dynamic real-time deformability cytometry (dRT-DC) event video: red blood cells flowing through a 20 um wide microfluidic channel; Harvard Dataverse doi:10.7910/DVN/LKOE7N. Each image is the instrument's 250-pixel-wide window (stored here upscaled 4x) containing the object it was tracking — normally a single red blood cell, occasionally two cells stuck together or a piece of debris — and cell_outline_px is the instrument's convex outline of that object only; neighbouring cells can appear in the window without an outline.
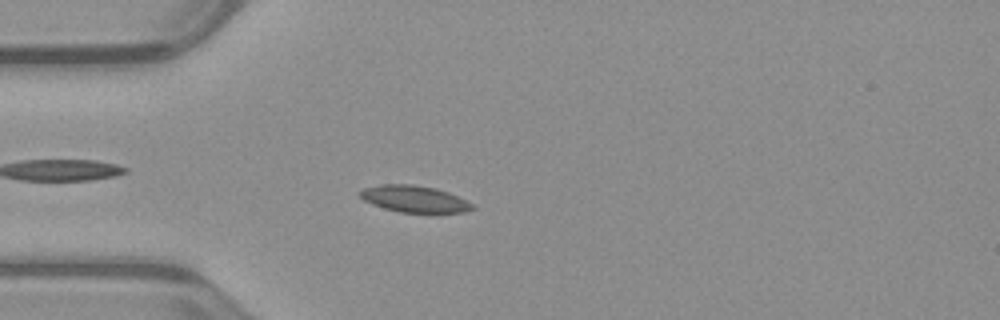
{"species": "common noctule bat (a hibernating species)", "species_latin": "Nyctalus noctula", "temperature_condition": "warm", "stored_images_in_passage": 52, "camera_frame_rate_fps": 3000, "um_per_image_px": 0.085, "animal": {"sex": "male", "body_mass_g": 23.1, "forearm_length_mm": 52.7}, "frame": {"image": 1, "passage_image": 14, "time_ms": 4.333, "image_size_px": [1000, 320], "cell_outline_px": [[476, 208], [464, 212], [432, 216], [400, 212], [384, 208], [372, 204], [364, 200], [356, 192], [364, 188], [380, 184], [412, 184], [436, 188], [448, 192], [472, 204]], "centroid_in_image_um": [35.25, 16.96], "position_along_channel_um": 49.8, "area_um2": 18.26}}
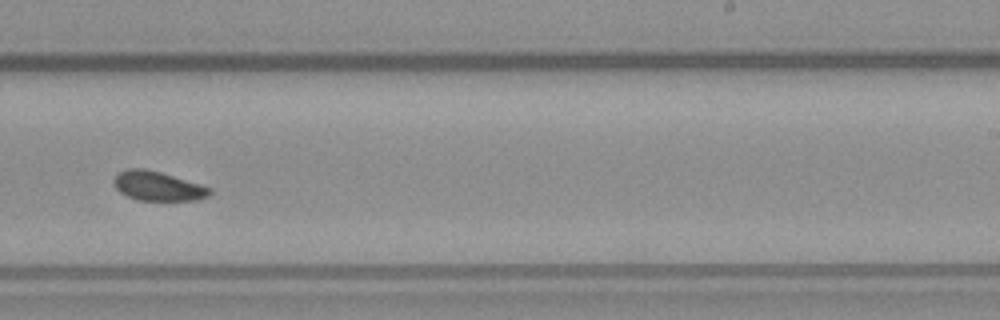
{"frame": {"image": 2, "passage_image": 32, "time_ms": 10.333, "image_size_px": [1000, 320], "cell_outline_px": [[212, 192], [208, 196], [196, 200], [140, 200], [128, 196], [120, 192], [116, 188], [112, 180], [116, 172], [124, 168], [144, 168], [160, 172], [200, 184], [212, 188]], "centroid_in_image_um": [13.37, 15.8], "position_along_channel_um": 275.6, "area_um2": 16.47}}
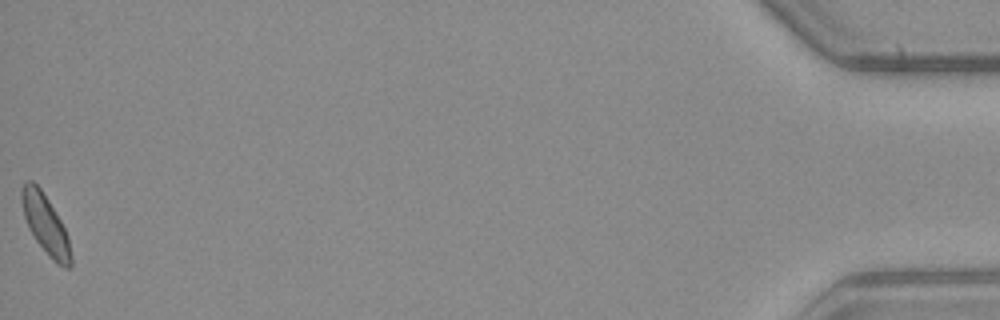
{"frame": {"image": 3, "passage_image": 52, "time_ms": 17.0, "image_size_px": [1000, 320], "cell_outline_px": [[72, 268], [64, 268], [56, 264], [48, 256], [36, 240], [28, 228], [24, 216], [20, 200], [20, 188], [24, 180], [32, 180], [40, 188], [48, 200], [60, 220], [68, 236], [72, 256]], "centroid_in_image_um": [3.85, 19.08], "position_along_channel_um": 431.4, "area_um2": 17.28}, "authors_computed_cell_mechanics": {"area_um2": 16.7042, "velocity_mm_per_s": 3.9418, "shape_relaxation_time_tau1_ms": 3.0036, "shape_relaxation_time_tau2_ms": 2.1622, "deformation_change_tau1": 0.1018, "deformation_change_tau2": 0.0615}}